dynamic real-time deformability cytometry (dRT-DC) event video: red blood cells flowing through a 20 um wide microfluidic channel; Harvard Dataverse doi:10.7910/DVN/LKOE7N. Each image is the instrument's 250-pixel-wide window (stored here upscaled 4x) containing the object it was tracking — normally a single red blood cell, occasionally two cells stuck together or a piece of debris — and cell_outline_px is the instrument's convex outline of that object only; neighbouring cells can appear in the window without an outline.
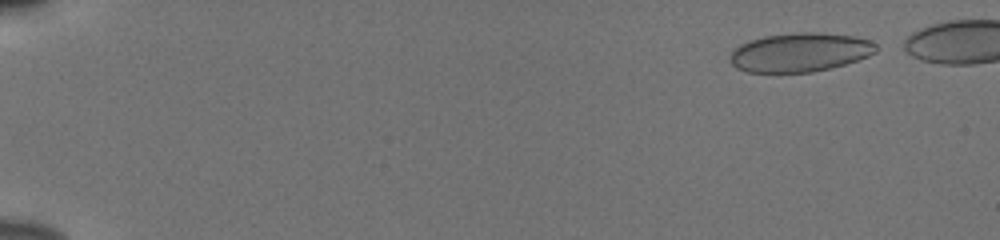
{"species": "human", "species_latin": "Homo sapiens", "temperature_condition": "cold", "stored_images_in_passage": 49, "camera_frame_rate_fps": 3000, "um_per_image_px": 0.085, "donor": {"sex": "male"}, "frame": {"image": 1, "passage_image": 2, "time_ms": 0.333, "image_size_px": [1000, 240], "cell_outline_px": [[876, 52], [868, 56], [832, 68], [812, 72], [748, 72], [736, 68], [728, 60], [728, 56], [740, 44], [748, 40], [764, 36], [796, 32], [820, 32], [852, 36], [868, 40], [876, 44]], "centroid_in_image_um": [67.95, 4.45], "position_along_channel_um": 17.0, "area_um2": 33.18}}
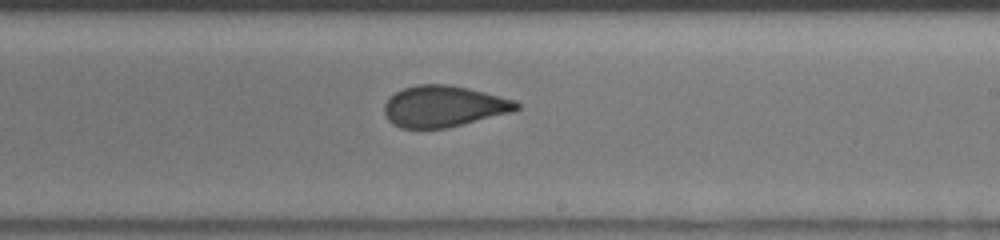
{"frame": {"image": 2, "passage_image": 32, "time_ms": 10.333, "image_size_px": [1000, 240], "cell_outline_px": [[520, 108], [512, 112], [448, 128], [400, 128], [392, 124], [388, 120], [384, 112], [384, 104], [396, 92], [404, 88], [416, 84], [444, 84], [468, 88], [516, 100], [520, 104]], "centroid_in_image_um": [37.73, 9.04], "position_along_channel_um": 251.3, "area_um2": 31.79}}
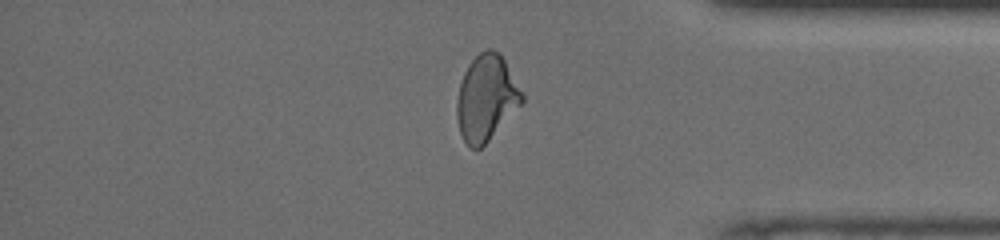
{"frame": {"image": 3, "passage_image": 44, "time_ms": 14.333, "image_size_px": [1000, 240], "cell_outline_px": [[524, 100], [488, 140], [480, 148], [468, 148], [460, 132], [456, 116], [456, 100], [460, 84], [464, 72], [468, 64], [480, 52], [488, 48], [492, 48], [500, 52], [524, 96]], "centroid_in_image_um": [41.3, 8.3], "position_along_channel_um": 393.9, "area_um2": 32.14}}